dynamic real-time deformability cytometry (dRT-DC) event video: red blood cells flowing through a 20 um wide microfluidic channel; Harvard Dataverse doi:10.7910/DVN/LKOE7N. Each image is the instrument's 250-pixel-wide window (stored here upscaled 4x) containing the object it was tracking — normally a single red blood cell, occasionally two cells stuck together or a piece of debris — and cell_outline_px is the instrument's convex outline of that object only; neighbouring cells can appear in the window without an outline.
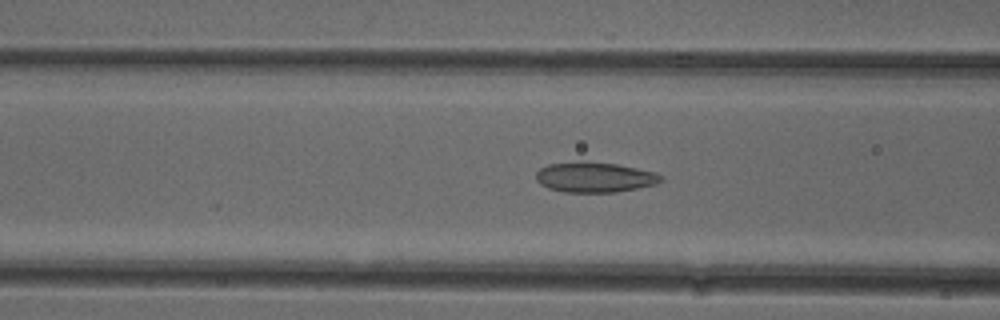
{"species": "common noctule bat (a hibernating species)", "species_latin": "Nyctalus noctula", "temperature_condition": "cold", "stored_images_in_passage": 42, "camera_frame_rate_fps": 3000, "um_per_image_px": 0.085, "animal": {"sex": "female"}, "frame": {"image": 1, "passage_image": 10, "time_ms": 3.0, "image_size_px": [1000, 320], "cell_outline_px": [[664, 180], [656, 184], [616, 192], [564, 192], [548, 188], [540, 184], [536, 180], [536, 172], [540, 168], [548, 164], [584, 160], [588, 160], [616, 164], [656, 172], [664, 176]], "centroid_in_image_um": [50.54, 15.05], "position_along_channel_um": 116.1, "area_um2": 22.31}}
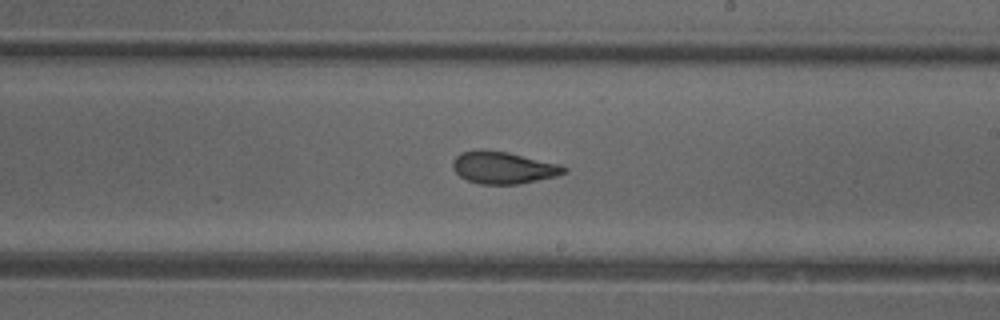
{"frame": {"image": 2, "passage_image": 20, "time_ms": 6.333, "image_size_px": [1000, 320], "cell_outline_px": [[568, 172], [556, 176], [520, 184], [480, 184], [468, 180], [460, 176], [456, 172], [452, 164], [452, 160], [460, 152], [508, 152], [560, 164], [568, 168]], "centroid_in_image_um": [42.84, 14.28], "position_along_channel_um": 246.2, "area_um2": 20.35}}
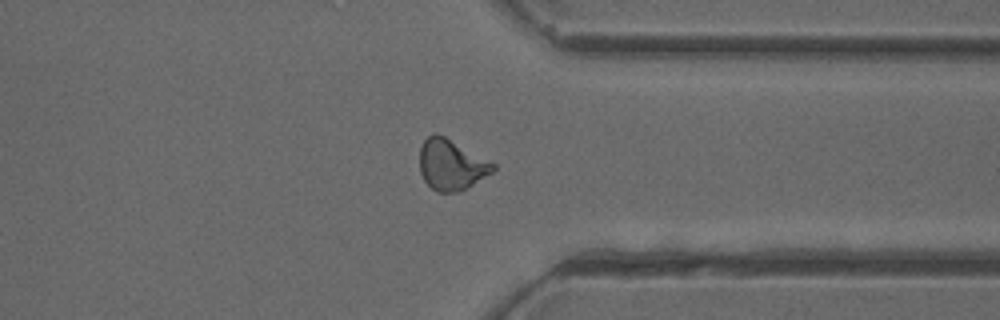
{"frame": {"image": 3, "passage_image": 30, "time_ms": 9.667, "image_size_px": [1000, 320], "cell_outline_px": [[496, 168], [492, 172], [472, 184], [456, 192], [436, 192], [424, 180], [420, 172], [420, 148], [424, 140], [428, 136], [436, 132], [444, 136], [496, 164]], "centroid_in_image_um": [38.33, 13.99], "position_along_channel_um": 373.1, "area_um2": 21.33}, "authors_computed_cell_mechanics": {"area_um2": 21.0681, "velocity_mm_per_s": 3.8933, "shape_relaxation_time_tau1_ms": null, "shape_relaxation_time_tau2_ms": 1.581, "deformation_change_tau1": null, "deformation_change_tau2": 0.0792}}